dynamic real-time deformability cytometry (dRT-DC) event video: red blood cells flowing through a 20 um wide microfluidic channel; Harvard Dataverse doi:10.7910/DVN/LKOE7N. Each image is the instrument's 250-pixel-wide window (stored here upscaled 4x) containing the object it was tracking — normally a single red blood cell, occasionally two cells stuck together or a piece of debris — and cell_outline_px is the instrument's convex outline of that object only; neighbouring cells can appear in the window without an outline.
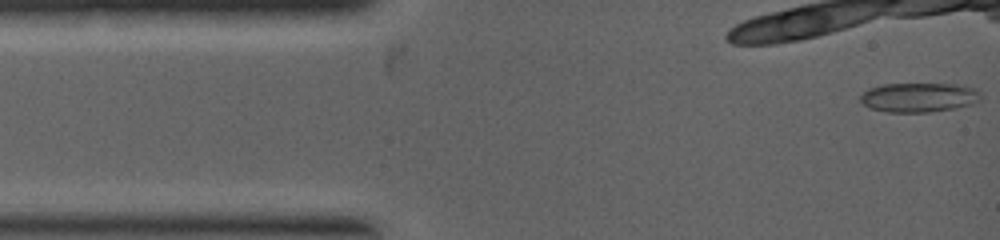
{"species": "common noctule bat (a hibernating species)", "species_latin": "Nyctalus noctula", "temperature_condition": "warm", "stored_images_in_passage": 47, "camera_frame_rate_fps": 5000, "um_per_image_px": 0.085, "animal": {"sex": "female", "body_mass_g": 19.0, "forearm_length_mm": 53.3}, "frame": {"image": 1, "passage_image": 1, "time_ms": 0.0, "image_size_px": [1000, 240], "cell_outline_px": [[980, 100], [972, 104], [956, 108], [928, 112], [888, 112], [868, 108], [860, 100], [860, 96], [868, 88], [884, 84], [964, 84], [980, 92]], "centroid_in_image_um": [78.1, 8.28], "position_along_channel_um": 6.9, "area_um2": 20.69}}